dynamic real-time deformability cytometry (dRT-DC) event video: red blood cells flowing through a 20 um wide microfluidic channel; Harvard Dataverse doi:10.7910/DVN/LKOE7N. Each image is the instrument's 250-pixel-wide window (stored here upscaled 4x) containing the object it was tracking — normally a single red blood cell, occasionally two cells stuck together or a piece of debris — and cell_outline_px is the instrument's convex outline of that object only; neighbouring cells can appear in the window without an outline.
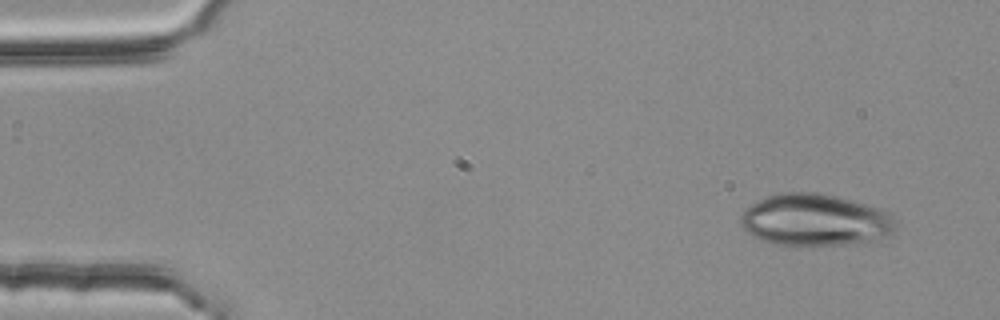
{"species": "common noctule bat (a hibernating species)", "species_latin": "Nyctalus noctula", "temperature_condition": "room temperature", "stored_images_in_passage": 5, "segment_of_instrument_passage": [2, 2], "camera_frame_rate_fps": 3000, "um_per_image_px": 0.085, "animal": {"sex": "female", "body_mass_g": 25.1}, "frame": {"image": 1, "passage_image": 5, "time_ms": 1.333, "image_size_px": [1000, 320], "cell_outline_px": [[900, 220], [896, 228], [892, 232], [884, 236], [868, 240], [848, 244], [796, 248], [772, 244], [752, 236], [740, 224], [740, 216], [752, 204], [768, 196], [780, 192], [816, 192], [840, 196], [876, 208]], "centroid_in_image_um": [69.25, 18.73], "position_along_channel_um": 15.7, "area_um2": 47.45}}